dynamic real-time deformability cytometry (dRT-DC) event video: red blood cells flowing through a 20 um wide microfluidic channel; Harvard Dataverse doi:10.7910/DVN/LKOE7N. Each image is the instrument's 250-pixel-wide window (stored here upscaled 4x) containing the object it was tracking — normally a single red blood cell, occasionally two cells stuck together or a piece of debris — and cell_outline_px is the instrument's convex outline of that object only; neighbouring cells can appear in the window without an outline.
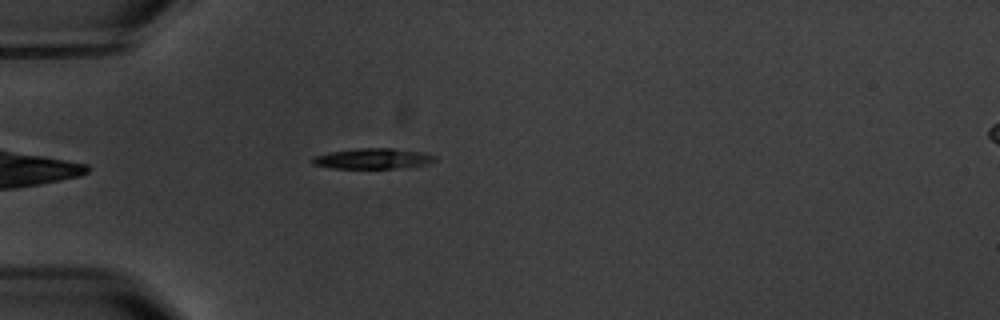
{"species": "common noctule bat (a hibernating species)", "species_latin": "Nyctalus noctula", "temperature_condition": "warm", "stored_images_in_passage": 7, "camera_frame_rate_fps": 3000, "um_per_image_px": 0.085, "animal": {"sex": "male", "body_mass_g": 20.1, "forearm_length_mm": 53.5}, "frame": {"image": 1, "passage_image": 6, "time_ms": 7.0, "image_size_px": [1000, 320], "cell_outline_px": [[436, 160], [428, 164], [392, 168], [332, 168], [312, 164], [312, 156], [328, 152], [356, 148], [392, 148], [424, 152], [436, 156]], "centroid_in_image_um": [31.67, 13.47], "position_along_channel_um": 53.3, "area_um2": 14.68}}